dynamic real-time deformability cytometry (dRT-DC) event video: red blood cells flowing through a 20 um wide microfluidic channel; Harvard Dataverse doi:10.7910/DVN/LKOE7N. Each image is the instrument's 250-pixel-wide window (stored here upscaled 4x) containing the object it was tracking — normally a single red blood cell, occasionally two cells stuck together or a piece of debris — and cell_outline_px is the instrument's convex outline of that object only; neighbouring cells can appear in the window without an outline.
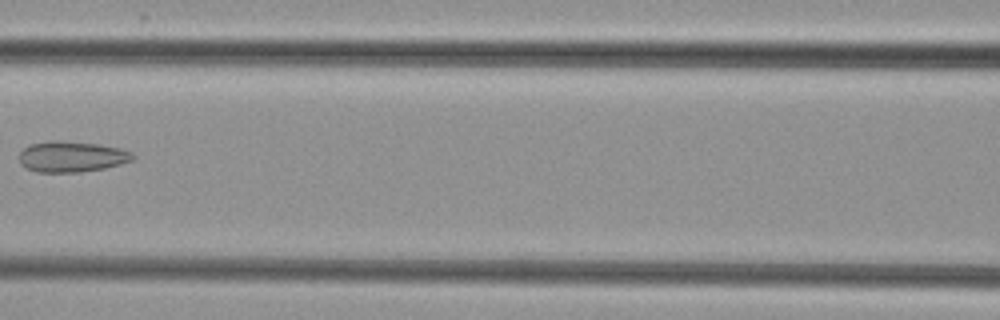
{"species": "common noctule bat (a hibernating species)", "species_latin": "Nyctalus noctula", "temperature_condition": "cold", "stored_images_in_passage": 9, "camera_frame_rate_fps": 3000, "um_per_image_px": 0.085, "animal": {"sex": "female", "body_mass_g": 29.2, "forearm_length_mm": 56.3}, "frame": {"image": 1, "passage_image": 8, "time_ms": 8.333, "image_size_px": [1000, 320], "cell_outline_px": [[136, 156], [132, 160], [120, 164], [104, 168], [80, 172], [36, 172], [24, 168], [20, 164], [20, 152], [24, 148], [32, 144], [48, 140], [56, 140], [100, 144], [120, 148], [132, 152]], "centroid_in_image_um": [6.08, 13.31], "position_along_channel_um": 160.5, "area_um2": 20.52}}
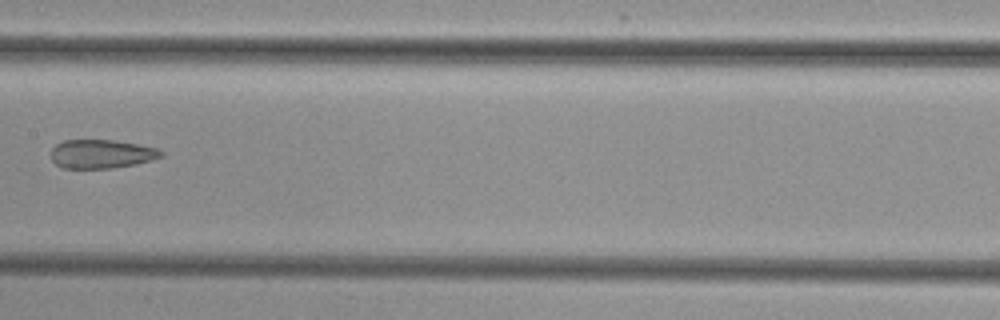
{"frame": {"image": 2, "passage_image": 9, "time_ms": 9.333, "image_size_px": [1000, 320], "cell_outline_px": [[164, 156], [152, 160], [136, 164], [112, 168], [64, 168], [56, 164], [52, 160], [52, 148], [56, 144], [64, 140], [112, 140], [160, 148], [164, 152]], "centroid_in_image_um": [8.67, 13.08], "position_along_channel_um": 198.7, "area_um2": 18.5}}